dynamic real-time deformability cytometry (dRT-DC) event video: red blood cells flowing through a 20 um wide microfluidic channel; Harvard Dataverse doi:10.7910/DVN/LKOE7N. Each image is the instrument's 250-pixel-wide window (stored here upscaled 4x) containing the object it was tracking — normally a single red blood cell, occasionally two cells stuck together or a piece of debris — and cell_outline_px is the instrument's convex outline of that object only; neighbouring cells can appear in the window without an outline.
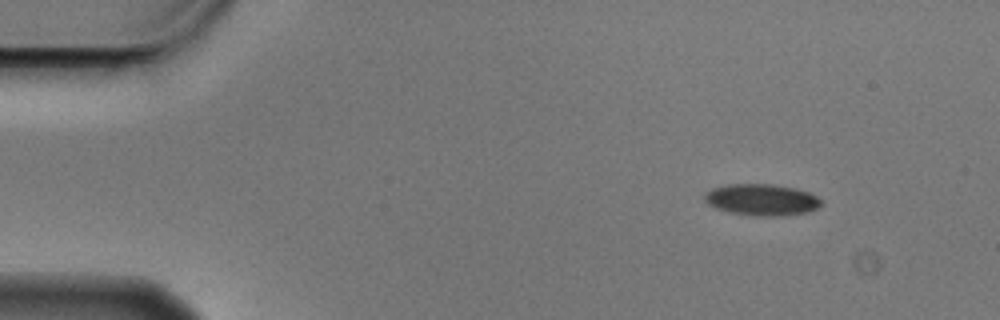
{"species": "Egyptian fruit bat (a non-hibernating species)", "species_latin": "Rousettus aegyptiacus", "temperature_condition": "cold", "stored_images_in_passage": 4, "camera_frame_rate_fps": 3000, "um_per_image_px": 0.085, "animal": {"sex": "male"}, "frame": {"image": 1, "passage_image": 1, "time_ms": 0.0, "image_size_px": [1000, 320], "cell_outline_px": [[820, 204], [816, 208], [808, 212], [780, 216], [760, 216], [732, 212], [716, 208], [708, 204], [704, 200], [704, 192], [712, 188], [728, 184], [772, 184], [796, 188], [808, 192], [816, 196], [820, 200]], "centroid_in_image_um": [64.71, 16.96], "position_along_channel_um": 20.3, "area_um2": 21.27}}
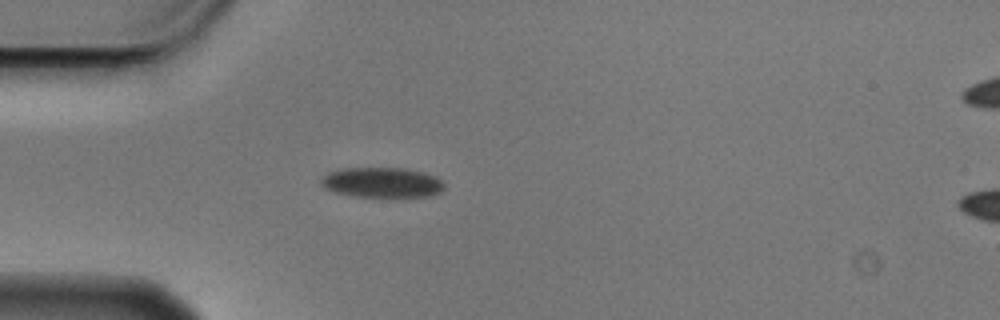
{"frame": {"image": 2, "passage_image": 3, "time_ms": 0.667, "image_size_px": [1000, 320], "cell_outline_px": [[444, 188], [440, 192], [428, 196], [356, 196], [336, 192], [324, 188], [320, 184], [320, 180], [328, 172], [344, 168], [408, 168], [424, 172], [436, 176], [444, 184]], "centroid_in_image_um": [32.47, 15.49], "position_along_channel_um": 52.5, "area_um2": 21.5}}